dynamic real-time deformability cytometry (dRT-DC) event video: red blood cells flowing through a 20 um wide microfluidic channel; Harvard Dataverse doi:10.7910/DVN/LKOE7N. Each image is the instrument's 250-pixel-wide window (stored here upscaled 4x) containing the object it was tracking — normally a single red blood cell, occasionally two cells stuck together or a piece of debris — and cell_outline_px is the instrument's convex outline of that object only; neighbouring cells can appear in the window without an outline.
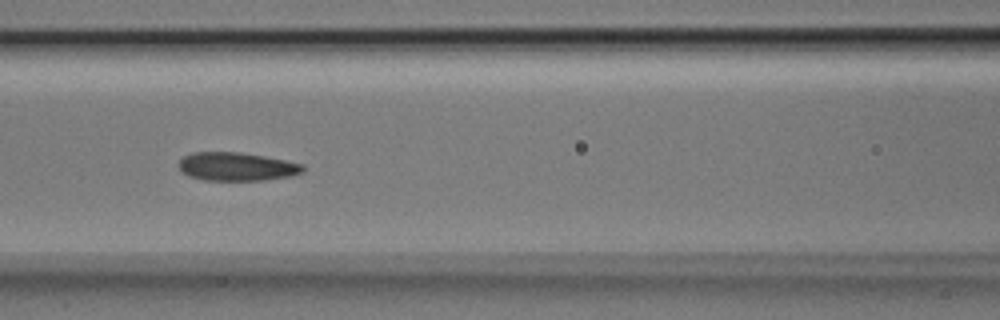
{"species": "Egyptian fruit bat (a non-hibernating species)", "species_latin": "Rousettus aegyptiacus", "temperature_condition": "room temperature", "stored_images_in_passage": 8, "camera_frame_rate_fps": 3000, "um_per_image_px": 0.085, "animal": {"sex": "male"}, "frame": {"image": 1, "passage_image": 6, "time_ms": 1.667, "image_size_px": [1000, 320], "cell_outline_px": [[304, 172], [292, 176], [264, 180], [204, 180], [188, 176], [180, 172], [176, 164], [184, 156], [192, 152], [240, 152], [264, 156], [304, 164]], "centroid_in_image_um": [20.09, 14.16], "position_along_channel_um": 146.5, "area_um2": 20.81}}
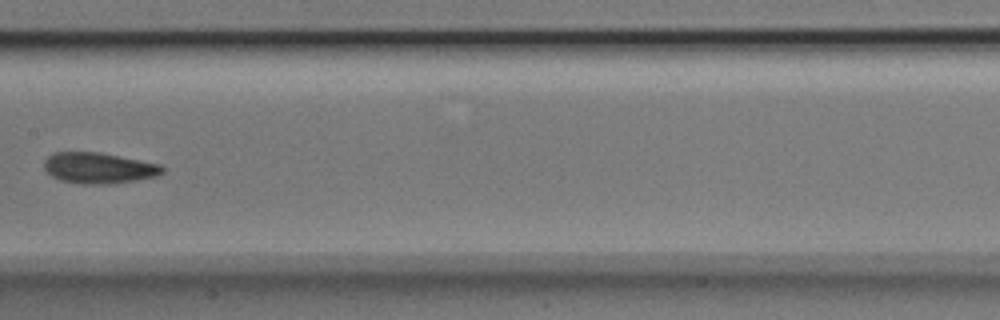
{"frame": {"image": 2, "passage_image": 7, "time_ms": 2.0, "image_size_px": [1000, 320], "cell_outline_px": [[164, 172], [156, 176], [136, 180], [108, 184], [80, 184], [60, 180], [52, 176], [44, 168], [44, 160], [52, 152], [100, 152], [160, 164], [164, 168]], "centroid_in_image_um": [8.38, 14.28], "position_along_channel_um": 199.0, "area_um2": 21.33}}
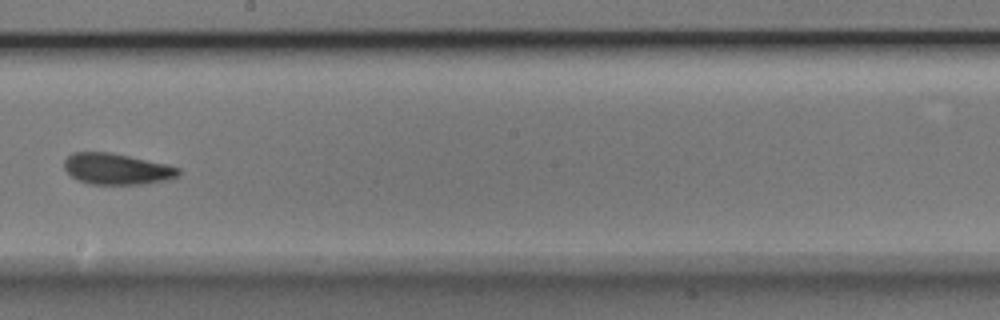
{"frame": {"image": 3, "passage_image": 8, "time_ms": 2.333, "image_size_px": [1000, 320], "cell_outline_px": [[180, 176], [168, 180], [140, 184], [88, 184], [72, 176], [64, 168], [64, 160], [72, 152], [108, 152], [168, 164], [180, 168]], "centroid_in_image_um": [9.95, 14.36], "position_along_channel_um": 238.2, "area_um2": 20.69}}